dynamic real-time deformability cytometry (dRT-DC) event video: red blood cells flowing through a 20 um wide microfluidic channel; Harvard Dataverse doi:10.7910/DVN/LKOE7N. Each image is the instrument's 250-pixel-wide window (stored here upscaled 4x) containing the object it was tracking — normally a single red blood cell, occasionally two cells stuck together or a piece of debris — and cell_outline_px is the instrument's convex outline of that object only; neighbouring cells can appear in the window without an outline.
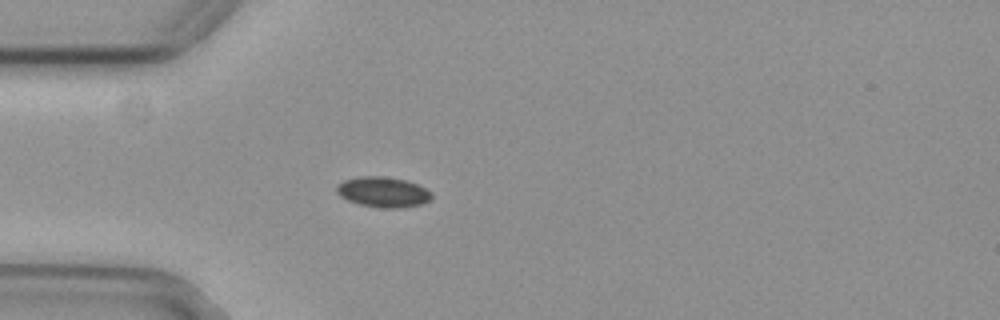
{"species": "common noctule bat (a hibernating species)", "species_latin": "Nyctalus noctula", "temperature_condition": "cold", "stored_images_in_passage": 41, "camera_frame_rate_fps": 3000, "um_per_image_px": 0.085, "animal": {"sex": "female", "body_mass_g": 29.2, "forearm_length_mm": 56.3}, "frame": {"image": 1, "passage_image": 1, "time_ms": 0.0, "image_size_px": [1000, 320], "cell_outline_px": [[432, 200], [420, 204], [400, 208], [380, 208], [360, 204], [348, 200], [340, 196], [336, 192], [336, 184], [344, 180], [360, 176], [384, 176], [408, 180], [432, 192]], "centroid_in_image_um": [32.56, 16.32], "position_along_channel_um": 52.4, "area_um2": 16.94}}
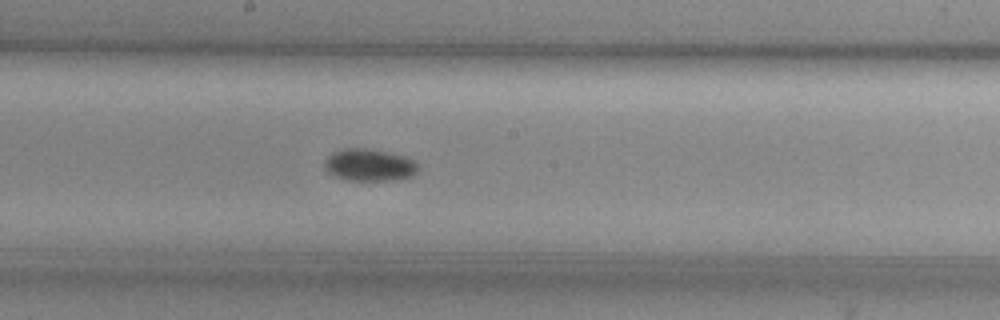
{"frame": {"image": 2, "passage_image": 15, "time_ms": 4.667, "image_size_px": [1000, 320], "cell_outline_px": [[416, 172], [412, 176], [392, 180], [348, 180], [332, 176], [324, 168], [324, 160], [332, 152], [344, 148], [364, 148], [404, 156], [412, 160], [416, 164]], "centroid_in_image_um": [31.31, 14.03], "position_along_channel_um": 216.9, "area_um2": 17.34}}
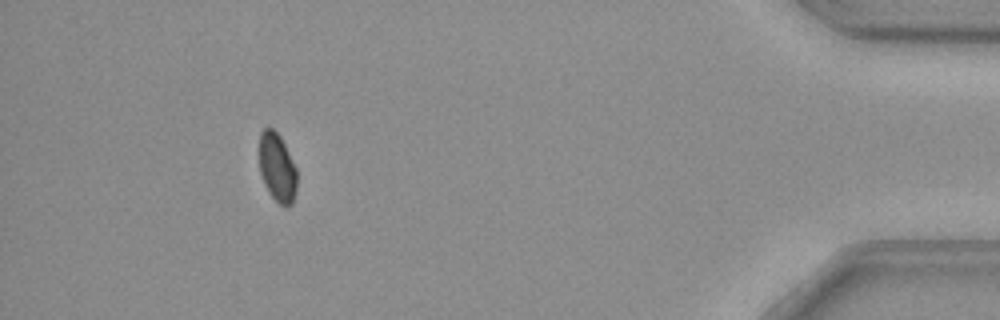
{"frame": {"image": 3, "passage_image": 36, "time_ms": 11.667, "image_size_px": [1000, 320], "cell_outline_px": [[296, 192], [292, 204], [288, 208], [284, 208], [268, 192], [264, 184], [260, 172], [260, 132], [264, 128], [272, 128], [280, 136], [296, 168]], "centroid_in_image_um": [23.56, 14.28], "position_along_channel_um": 411.6, "area_um2": 15.03}}